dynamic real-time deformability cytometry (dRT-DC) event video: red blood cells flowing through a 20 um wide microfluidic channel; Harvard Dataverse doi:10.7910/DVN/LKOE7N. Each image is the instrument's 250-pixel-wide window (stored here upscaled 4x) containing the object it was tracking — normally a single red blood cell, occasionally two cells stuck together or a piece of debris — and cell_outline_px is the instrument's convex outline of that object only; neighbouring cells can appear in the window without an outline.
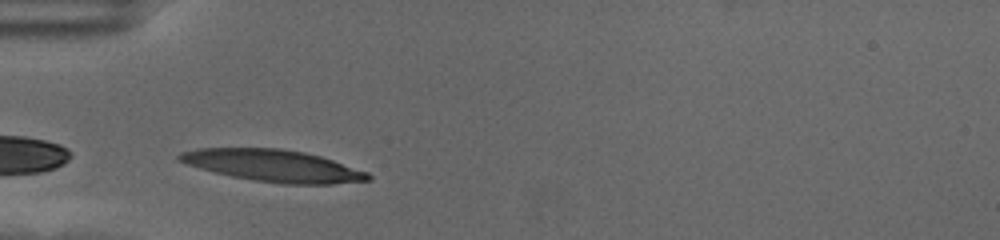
{"species": "human", "species_latin": "Homo sapiens", "temperature_condition": "cold", "stored_images_in_passage": 31, "camera_frame_rate_fps": 3000, "um_per_image_px": 0.085, "donor": {"sex": "female"}, "frame": {"image": 1, "passage_image": 1, "time_ms": 0.0, "image_size_px": [1000, 240], "cell_outline_px": [[372, 180], [332, 184], [284, 184], [256, 180], [232, 176], [200, 168], [176, 160], [176, 156], [180, 152], [196, 148], [280, 148], [304, 152], [320, 156], [368, 172], [372, 176]], "centroid_in_image_um": [23.23, 14.08], "position_along_channel_um": 61.8, "area_um2": 34.97}}
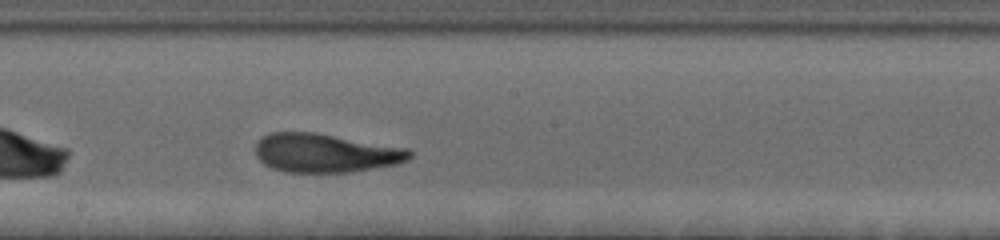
{"frame": {"image": 2, "passage_image": 15, "time_ms": 4.667, "image_size_px": [1000, 240], "cell_outline_px": [[412, 156], [408, 160], [396, 164], [352, 172], [284, 172], [272, 168], [264, 164], [256, 156], [256, 144], [268, 132], [316, 132], [408, 148], [412, 152]], "centroid_in_image_um": [27.67, 13.0], "position_along_channel_um": 220.5, "area_um2": 34.97}}
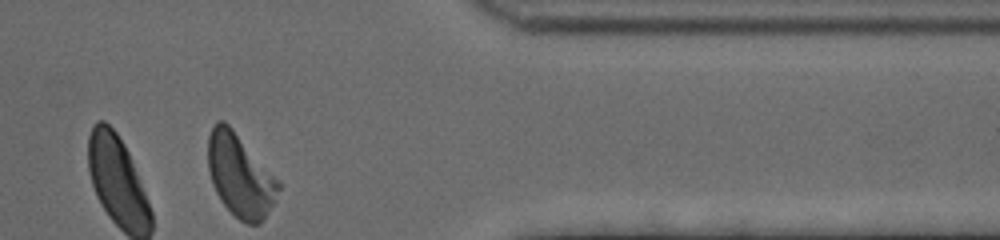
{"frame": {"image": 3, "passage_image": 31, "time_ms": 10.0, "image_size_px": [1000, 240], "cell_outline_px": [[280, 188], [272, 204], [260, 224], [244, 224], [220, 200], [212, 184], [208, 168], [208, 136], [212, 124], [216, 120], [224, 120], [232, 128], [280, 180]], "centroid_in_image_um": [20.39, 14.88], "position_along_channel_um": 391.0, "area_um2": 33.93}, "authors_computed_cell_mechanics": {"area_um2": 34.5066, "velocity_mm_per_s": 3.491, "shape_relaxation_time_tau1_ms": 3.1712, "shape_relaxation_time_tau2_ms": 1.6345, "deformation_change_tau1": 0.1897, "deformation_change_tau2": 0.0988}}